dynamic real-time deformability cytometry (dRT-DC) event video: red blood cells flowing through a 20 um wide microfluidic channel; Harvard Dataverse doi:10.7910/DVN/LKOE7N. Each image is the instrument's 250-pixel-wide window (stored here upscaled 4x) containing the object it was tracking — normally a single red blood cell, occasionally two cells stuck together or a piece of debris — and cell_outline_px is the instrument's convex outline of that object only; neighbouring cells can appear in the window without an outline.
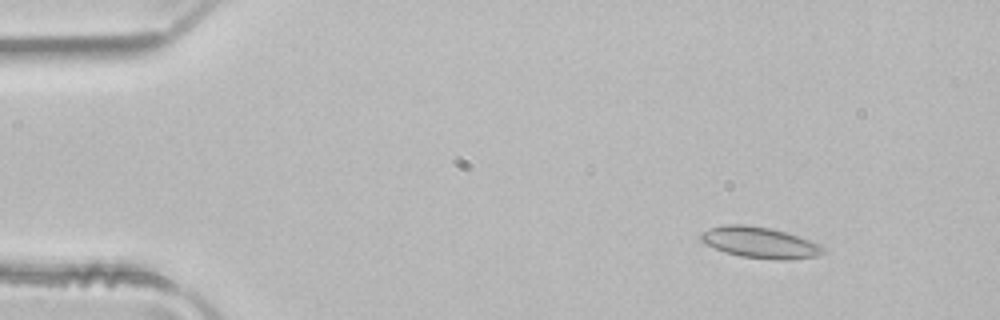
{"species": "common noctule bat (a hibernating species)", "species_latin": "Nyctalus noctula", "temperature_condition": "room temperature", "stored_images_in_passage": 3, "camera_frame_rate_fps": 3000, "um_per_image_px": 0.085, "animal": {"sex": "male", "body_mass_g": 21.5, "forearm_length_mm": 52.0}, "frame": {"image": 1, "passage_image": 1, "time_ms": 0.0, "image_size_px": [1000, 320], "cell_outline_px": [[824, 252], [820, 256], [788, 260], [772, 260], [740, 256], [724, 252], [704, 244], [700, 240], [700, 232], [708, 228], [724, 224], [744, 224], [772, 228], [820, 244], [824, 248]], "centroid_in_image_um": [64.54, 20.62], "position_along_channel_um": 20.5, "area_um2": 22.43}}
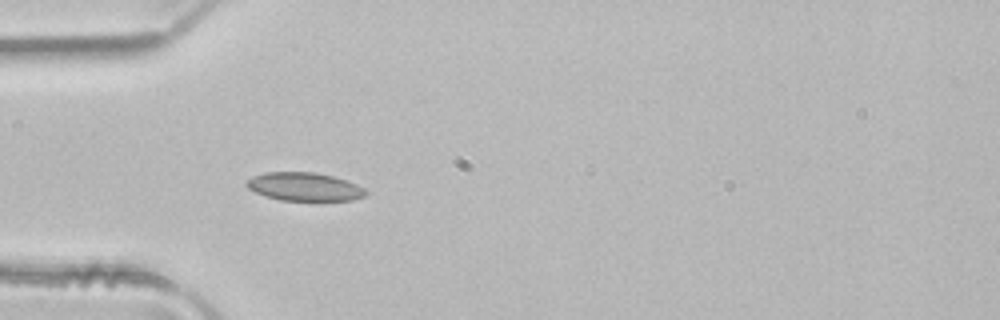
{"frame": {"image": 2, "passage_image": 3, "time_ms": 0.667, "image_size_px": [1000, 320], "cell_outline_px": [[368, 192], [364, 196], [352, 200], [280, 200], [264, 196], [248, 188], [244, 184], [252, 176], [264, 172], [316, 172], [332, 176], [356, 184], [364, 188]], "centroid_in_image_um": [25.84, 15.86], "position_along_channel_um": 59.2, "area_um2": 19.59}}